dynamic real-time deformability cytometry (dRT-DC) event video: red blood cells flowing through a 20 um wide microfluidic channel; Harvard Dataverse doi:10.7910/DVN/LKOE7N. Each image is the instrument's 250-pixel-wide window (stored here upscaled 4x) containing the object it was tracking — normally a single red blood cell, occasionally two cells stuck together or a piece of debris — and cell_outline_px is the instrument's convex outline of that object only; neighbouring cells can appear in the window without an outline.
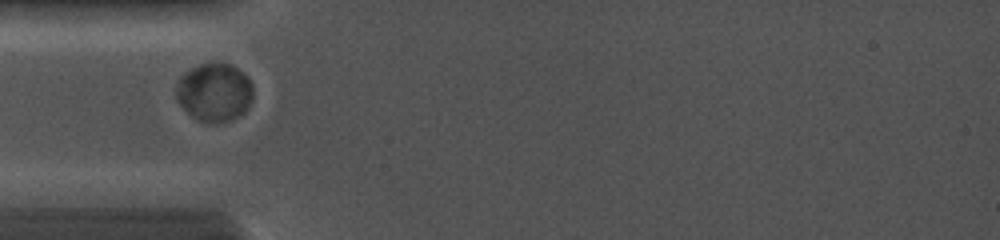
{"species": "common noctule bat (a hibernating species)", "species_latin": "Nyctalus noctula", "temperature_condition": "cold", "stored_images_in_passage": 60, "camera_frame_rate_fps": 5000, "um_per_image_px": 0.085, "animal": {"sex": "female", "body_mass_g": 19.0, "forearm_length_mm": 56.7}, "frame": {"image": 1, "passage_image": 1, "time_ms": 0.0, "image_size_px": [1000, 240], "cell_outline_px": [[252, 100], [248, 108], [244, 112], [228, 120], [200, 120], [192, 116], [176, 100], [176, 88], [180, 76], [184, 72], [200, 64], [232, 64], [248, 76], [252, 84]], "centroid_in_image_um": [18.23, 7.8], "position_along_channel_um": 66.8, "area_um2": 25.61}}
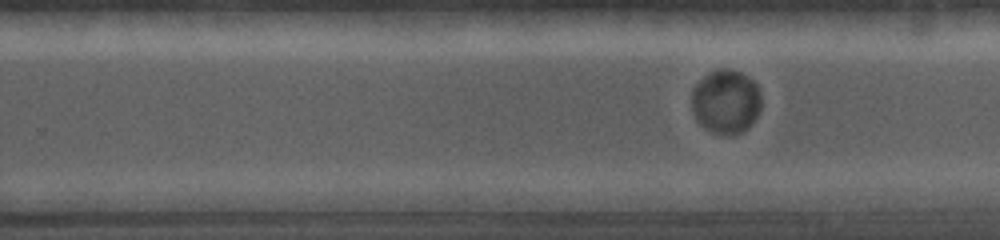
{"frame": {"image": 2, "passage_image": 31, "time_ms": 4.8, "image_size_px": [1000, 240], "cell_outline_px": [[760, 108], [752, 124], [740, 132], [732, 136], [728, 136], [712, 132], [704, 128], [696, 120], [692, 108], [692, 88], [708, 72], [716, 68], [724, 68], [740, 72], [752, 80], [756, 84], [760, 96]], "centroid_in_image_um": [61.67, 8.64], "position_along_channel_um": 268.1, "area_um2": 26.07}}
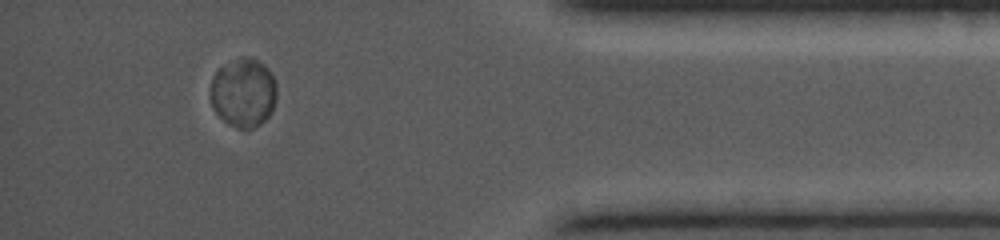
{"frame": {"image": 3, "passage_image": 51, "time_ms": 8.8, "image_size_px": [1000, 240], "cell_outline_px": [[276, 100], [268, 116], [260, 124], [244, 132], [228, 124], [212, 108], [208, 96], [212, 80], [216, 68], [240, 56], [244, 56], [256, 60], [264, 64], [268, 68], [276, 84]], "centroid_in_image_um": [20.65, 7.88], "position_along_channel_um": 414.6, "area_um2": 27.17}}